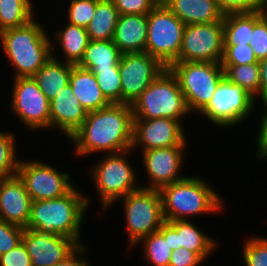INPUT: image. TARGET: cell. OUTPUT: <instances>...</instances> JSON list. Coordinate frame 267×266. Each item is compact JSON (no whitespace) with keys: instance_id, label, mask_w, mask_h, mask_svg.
Returning a JSON list of instances; mask_svg holds the SVG:
<instances>
[{"instance_id":"obj_46","label":"cell","mask_w":267,"mask_h":266,"mask_svg":"<svg viewBox=\"0 0 267 266\" xmlns=\"http://www.w3.org/2000/svg\"><path fill=\"white\" fill-rule=\"evenodd\" d=\"M263 16L267 19V0L263 1L262 9Z\"/></svg>"},{"instance_id":"obj_9","label":"cell","mask_w":267,"mask_h":266,"mask_svg":"<svg viewBox=\"0 0 267 266\" xmlns=\"http://www.w3.org/2000/svg\"><path fill=\"white\" fill-rule=\"evenodd\" d=\"M120 199L124 205L130 247L157 232L165 222L159 190L140 187Z\"/></svg>"},{"instance_id":"obj_32","label":"cell","mask_w":267,"mask_h":266,"mask_svg":"<svg viewBox=\"0 0 267 266\" xmlns=\"http://www.w3.org/2000/svg\"><path fill=\"white\" fill-rule=\"evenodd\" d=\"M95 75L98 86L110 103H122L121 79L119 68L90 69Z\"/></svg>"},{"instance_id":"obj_43","label":"cell","mask_w":267,"mask_h":266,"mask_svg":"<svg viewBox=\"0 0 267 266\" xmlns=\"http://www.w3.org/2000/svg\"><path fill=\"white\" fill-rule=\"evenodd\" d=\"M264 106V113L260 119L259 132H257V155L260 159H267V105Z\"/></svg>"},{"instance_id":"obj_12","label":"cell","mask_w":267,"mask_h":266,"mask_svg":"<svg viewBox=\"0 0 267 266\" xmlns=\"http://www.w3.org/2000/svg\"><path fill=\"white\" fill-rule=\"evenodd\" d=\"M18 176L24 182L32 201L54 199L67 194L73 185L68 172L58 171L41 161L19 162Z\"/></svg>"},{"instance_id":"obj_23","label":"cell","mask_w":267,"mask_h":266,"mask_svg":"<svg viewBox=\"0 0 267 266\" xmlns=\"http://www.w3.org/2000/svg\"><path fill=\"white\" fill-rule=\"evenodd\" d=\"M69 84L80 104L88 111H96L111 103L103 95L95 75L78 65H72Z\"/></svg>"},{"instance_id":"obj_35","label":"cell","mask_w":267,"mask_h":266,"mask_svg":"<svg viewBox=\"0 0 267 266\" xmlns=\"http://www.w3.org/2000/svg\"><path fill=\"white\" fill-rule=\"evenodd\" d=\"M246 266H267V238L250 237L243 246Z\"/></svg>"},{"instance_id":"obj_10","label":"cell","mask_w":267,"mask_h":266,"mask_svg":"<svg viewBox=\"0 0 267 266\" xmlns=\"http://www.w3.org/2000/svg\"><path fill=\"white\" fill-rule=\"evenodd\" d=\"M256 99L239 85L224 77L208 105L200 112L214 125L236 126L247 119Z\"/></svg>"},{"instance_id":"obj_33","label":"cell","mask_w":267,"mask_h":266,"mask_svg":"<svg viewBox=\"0 0 267 266\" xmlns=\"http://www.w3.org/2000/svg\"><path fill=\"white\" fill-rule=\"evenodd\" d=\"M12 133L0 131V178L17 174L20 160L16 157V143Z\"/></svg>"},{"instance_id":"obj_4","label":"cell","mask_w":267,"mask_h":266,"mask_svg":"<svg viewBox=\"0 0 267 266\" xmlns=\"http://www.w3.org/2000/svg\"><path fill=\"white\" fill-rule=\"evenodd\" d=\"M165 221L188 220L187 216L223 210L222 198L200 177L184 179L160 190ZM222 209V210H221Z\"/></svg>"},{"instance_id":"obj_47","label":"cell","mask_w":267,"mask_h":266,"mask_svg":"<svg viewBox=\"0 0 267 266\" xmlns=\"http://www.w3.org/2000/svg\"><path fill=\"white\" fill-rule=\"evenodd\" d=\"M3 31L4 30L2 29L1 24H0V36L2 35Z\"/></svg>"},{"instance_id":"obj_31","label":"cell","mask_w":267,"mask_h":266,"mask_svg":"<svg viewBox=\"0 0 267 266\" xmlns=\"http://www.w3.org/2000/svg\"><path fill=\"white\" fill-rule=\"evenodd\" d=\"M137 244H142L147 262L152 266H169L172 249L168 238H164L158 231L142 238Z\"/></svg>"},{"instance_id":"obj_13","label":"cell","mask_w":267,"mask_h":266,"mask_svg":"<svg viewBox=\"0 0 267 266\" xmlns=\"http://www.w3.org/2000/svg\"><path fill=\"white\" fill-rule=\"evenodd\" d=\"M12 112L30 129L50 128V101L33 77L14 78Z\"/></svg>"},{"instance_id":"obj_16","label":"cell","mask_w":267,"mask_h":266,"mask_svg":"<svg viewBox=\"0 0 267 266\" xmlns=\"http://www.w3.org/2000/svg\"><path fill=\"white\" fill-rule=\"evenodd\" d=\"M184 130L179 120L171 118L133 119L132 150L138 145L142 151L178 146L187 139Z\"/></svg>"},{"instance_id":"obj_37","label":"cell","mask_w":267,"mask_h":266,"mask_svg":"<svg viewBox=\"0 0 267 266\" xmlns=\"http://www.w3.org/2000/svg\"><path fill=\"white\" fill-rule=\"evenodd\" d=\"M258 62L259 61L255 57L252 47L249 44L224 46L221 65H242Z\"/></svg>"},{"instance_id":"obj_21","label":"cell","mask_w":267,"mask_h":266,"mask_svg":"<svg viewBox=\"0 0 267 266\" xmlns=\"http://www.w3.org/2000/svg\"><path fill=\"white\" fill-rule=\"evenodd\" d=\"M147 14L119 15L113 42L121 53L145 52Z\"/></svg>"},{"instance_id":"obj_26","label":"cell","mask_w":267,"mask_h":266,"mask_svg":"<svg viewBox=\"0 0 267 266\" xmlns=\"http://www.w3.org/2000/svg\"><path fill=\"white\" fill-rule=\"evenodd\" d=\"M56 42L60 44L64 52L63 58L65 63L78 65L83 58L85 49L90 41L85 27L77 26L75 24H68L63 29L58 30L56 35Z\"/></svg>"},{"instance_id":"obj_20","label":"cell","mask_w":267,"mask_h":266,"mask_svg":"<svg viewBox=\"0 0 267 266\" xmlns=\"http://www.w3.org/2000/svg\"><path fill=\"white\" fill-rule=\"evenodd\" d=\"M88 111L80 104L68 83L50 101V129L53 127L70 136L83 124ZM52 127V128H51Z\"/></svg>"},{"instance_id":"obj_42","label":"cell","mask_w":267,"mask_h":266,"mask_svg":"<svg viewBox=\"0 0 267 266\" xmlns=\"http://www.w3.org/2000/svg\"><path fill=\"white\" fill-rule=\"evenodd\" d=\"M203 262L195 252L180 248L172 251L169 266H200Z\"/></svg>"},{"instance_id":"obj_19","label":"cell","mask_w":267,"mask_h":266,"mask_svg":"<svg viewBox=\"0 0 267 266\" xmlns=\"http://www.w3.org/2000/svg\"><path fill=\"white\" fill-rule=\"evenodd\" d=\"M32 199L18 174L0 178V219L27 228Z\"/></svg>"},{"instance_id":"obj_2","label":"cell","mask_w":267,"mask_h":266,"mask_svg":"<svg viewBox=\"0 0 267 266\" xmlns=\"http://www.w3.org/2000/svg\"><path fill=\"white\" fill-rule=\"evenodd\" d=\"M88 207L89 199L74 186L64 196L32 201L27 228L42 233L62 235L82 245L80 231Z\"/></svg>"},{"instance_id":"obj_6","label":"cell","mask_w":267,"mask_h":266,"mask_svg":"<svg viewBox=\"0 0 267 266\" xmlns=\"http://www.w3.org/2000/svg\"><path fill=\"white\" fill-rule=\"evenodd\" d=\"M178 79L189 112H201L225 77L221 62H173L168 67Z\"/></svg>"},{"instance_id":"obj_18","label":"cell","mask_w":267,"mask_h":266,"mask_svg":"<svg viewBox=\"0 0 267 266\" xmlns=\"http://www.w3.org/2000/svg\"><path fill=\"white\" fill-rule=\"evenodd\" d=\"M158 232L164 238H168L172 251L185 248L195 252L203 261L218 246L215 239L202 232L190 220L165 221Z\"/></svg>"},{"instance_id":"obj_14","label":"cell","mask_w":267,"mask_h":266,"mask_svg":"<svg viewBox=\"0 0 267 266\" xmlns=\"http://www.w3.org/2000/svg\"><path fill=\"white\" fill-rule=\"evenodd\" d=\"M165 68L147 52L122 53L119 61L122 104H132Z\"/></svg>"},{"instance_id":"obj_1","label":"cell","mask_w":267,"mask_h":266,"mask_svg":"<svg viewBox=\"0 0 267 266\" xmlns=\"http://www.w3.org/2000/svg\"><path fill=\"white\" fill-rule=\"evenodd\" d=\"M133 110L131 104L111 103L87 113L83 124L70 136L78 156L132 149Z\"/></svg>"},{"instance_id":"obj_30","label":"cell","mask_w":267,"mask_h":266,"mask_svg":"<svg viewBox=\"0 0 267 266\" xmlns=\"http://www.w3.org/2000/svg\"><path fill=\"white\" fill-rule=\"evenodd\" d=\"M224 76L233 84L239 85L254 98H260V66L258 63L242 65H222Z\"/></svg>"},{"instance_id":"obj_11","label":"cell","mask_w":267,"mask_h":266,"mask_svg":"<svg viewBox=\"0 0 267 266\" xmlns=\"http://www.w3.org/2000/svg\"><path fill=\"white\" fill-rule=\"evenodd\" d=\"M223 54V21L185 25L176 62H221Z\"/></svg>"},{"instance_id":"obj_28","label":"cell","mask_w":267,"mask_h":266,"mask_svg":"<svg viewBox=\"0 0 267 266\" xmlns=\"http://www.w3.org/2000/svg\"><path fill=\"white\" fill-rule=\"evenodd\" d=\"M223 31L224 46L249 44L253 32V12L226 14Z\"/></svg>"},{"instance_id":"obj_36","label":"cell","mask_w":267,"mask_h":266,"mask_svg":"<svg viewBox=\"0 0 267 266\" xmlns=\"http://www.w3.org/2000/svg\"><path fill=\"white\" fill-rule=\"evenodd\" d=\"M68 8L67 22L86 28L93 19L96 0H71Z\"/></svg>"},{"instance_id":"obj_38","label":"cell","mask_w":267,"mask_h":266,"mask_svg":"<svg viewBox=\"0 0 267 266\" xmlns=\"http://www.w3.org/2000/svg\"><path fill=\"white\" fill-rule=\"evenodd\" d=\"M24 228L0 219V255L22 242Z\"/></svg>"},{"instance_id":"obj_39","label":"cell","mask_w":267,"mask_h":266,"mask_svg":"<svg viewBox=\"0 0 267 266\" xmlns=\"http://www.w3.org/2000/svg\"><path fill=\"white\" fill-rule=\"evenodd\" d=\"M264 0H216L221 11L230 13H249L262 9Z\"/></svg>"},{"instance_id":"obj_17","label":"cell","mask_w":267,"mask_h":266,"mask_svg":"<svg viewBox=\"0 0 267 266\" xmlns=\"http://www.w3.org/2000/svg\"><path fill=\"white\" fill-rule=\"evenodd\" d=\"M22 242L30 255L32 266H54L79 246L68 237L29 228L24 229Z\"/></svg>"},{"instance_id":"obj_27","label":"cell","mask_w":267,"mask_h":266,"mask_svg":"<svg viewBox=\"0 0 267 266\" xmlns=\"http://www.w3.org/2000/svg\"><path fill=\"white\" fill-rule=\"evenodd\" d=\"M119 13L113 0H96L93 19L86 27L90 40H113Z\"/></svg>"},{"instance_id":"obj_24","label":"cell","mask_w":267,"mask_h":266,"mask_svg":"<svg viewBox=\"0 0 267 266\" xmlns=\"http://www.w3.org/2000/svg\"><path fill=\"white\" fill-rule=\"evenodd\" d=\"M52 44L51 58L35 73L33 78L37 81L40 90L49 101L53 100L69 83L72 64L65 63L56 58ZM55 56V57H54Z\"/></svg>"},{"instance_id":"obj_15","label":"cell","mask_w":267,"mask_h":266,"mask_svg":"<svg viewBox=\"0 0 267 266\" xmlns=\"http://www.w3.org/2000/svg\"><path fill=\"white\" fill-rule=\"evenodd\" d=\"M187 139L178 146L142 151L144 169L149 177V184L141 187L160 190L163 186L180 181ZM151 181V182H150Z\"/></svg>"},{"instance_id":"obj_7","label":"cell","mask_w":267,"mask_h":266,"mask_svg":"<svg viewBox=\"0 0 267 266\" xmlns=\"http://www.w3.org/2000/svg\"><path fill=\"white\" fill-rule=\"evenodd\" d=\"M147 21L145 52L168 68L179 58L185 24L162 2L147 14Z\"/></svg>"},{"instance_id":"obj_45","label":"cell","mask_w":267,"mask_h":266,"mask_svg":"<svg viewBox=\"0 0 267 266\" xmlns=\"http://www.w3.org/2000/svg\"><path fill=\"white\" fill-rule=\"evenodd\" d=\"M260 66V99L263 105H267V58L259 61Z\"/></svg>"},{"instance_id":"obj_22","label":"cell","mask_w":267,"mask_h":266,"mask_svg":"<svg viewBox=\"0 0 267 266\" xmlns=\"http://www.w3.org/2000/svg\"><path fill=\"white\" fill-rule=\"evenodd\" d=\"M162 3L185 25L219 22L225 16L216 0H164Z\"/></svg>"},{"instance_id":"obj_8","label":"cell","mask_w":267,"mask_h":266,"mask_svg":"<svg viewBox=\"0 0 267 266\" xmlns=\"http://www.w3.org/2000/svg\"><path fill=\"white\" fill-rule=\"evenodd\" d=\"M131 150L106 153L90 169L103 209L141 187L136 185V172L127 161L126 154Z\"/></svg>"},{"instance_id":"obj_29","label":"cell","mask_w":267,"mask_h":266,"mask_svg":"<svg viewBox=\"0 0 267 266\" xmlns=\"http://www.w3.org/2000/svg\"><path fill=\"white\" fill-rule=\"evenodd\" d=\"M30 0H0V24L3 30L21 27L34 18Z\"/></svg>"},{"instance_id":"obj_34","label":"cell","mask_w":267,"mask_h":266,"mask_svg":"<svg viewBox=\"0 0 267 266\" xmlns=\"http://www.w3.org/2000/svg\"><path fill=\"white\" fill-rule=\"evenodd\" d=\"M249 45L258 61L267 58V19L261 10L253 12V32Z\"/></svg>"},{"instance_id":"obj_40","label":"cell","mask_w":267,"mask_h":266,"mask_svg":"<svg viewBox=\"0 0 267 266\" xmlns=\"http://www.w3.org/2000/svg\"><path fill=\"white\" fill-rule=\"evenodd\" d=\"M119 15L148 14L159 2L158 0H113Z\"/></svg>"},{"instance_id":"obj_41","label":"cell","mask_w":267,"mask_h":266,"mask_svg":"<svg viewBox=\"0 0 267 266\" xmlns=\"http://www.w3.org/2000/svg\"><path fill=\"white\" fill-rule=\"evenodd\" d=\"M0 266H32L30 255L23 242L7 253L0 255Z\"/></svg>"},{"instance_id":"obj_5","label":"cell","mask_w":267,"mask_h":266,"mask_svg":"<svg viewBox=\"0 0 267 266\" xmlns=\"http://www.w3.org/2000/svg\"><path fill=\"white\" fill-rule=\"evenodd\" d=\"M134 119H184L190 114L176 76L165 68L131 104ZM182 118V119H181Z\"/></svg>"},{"instance_id":"obj_25","label":"cell","mask_w":267,"mask_h":266,"mask_svg":"<svg viewBox=\"0 0 267 266\" xmlns=\"http://www.w3.org/2000/svg\"><path fill=\"white\" fill-rule=\"evenodd\" d=\"M121 54L113 40H90L78 66L87 70L119 68Z\"/></svg>"},{"instance_id":"obj_44","label":"cell","mask_w":267,"mask_h":266,"mask_svg":"<svg viewBox=\"0 0 267 266\" xmlns=\"http://www.w3.org/2000/svg\"><path fill=\"white\" fill-rule=\"evenodd\" d=\"M86 250L87 247L85 245H79L64 260L54 266H89L87 259L84 258Z\"/></svg>"},{"instance_id":"obj_3","label":"cell","mask_w":267,"mask_h":266,"mask_svg":"<svg viewBox=\"0 0 267 266\" xmlns=\"http://www.w3.org/2000/svg\"><path fill=\"white\" fill-rule=\"evenodd\" d=\"M43 25L32 19L28 24L3 31V51L15 70L14 78L33 77L51 58L52 41Z\"/></svg>"}]
</instances>
